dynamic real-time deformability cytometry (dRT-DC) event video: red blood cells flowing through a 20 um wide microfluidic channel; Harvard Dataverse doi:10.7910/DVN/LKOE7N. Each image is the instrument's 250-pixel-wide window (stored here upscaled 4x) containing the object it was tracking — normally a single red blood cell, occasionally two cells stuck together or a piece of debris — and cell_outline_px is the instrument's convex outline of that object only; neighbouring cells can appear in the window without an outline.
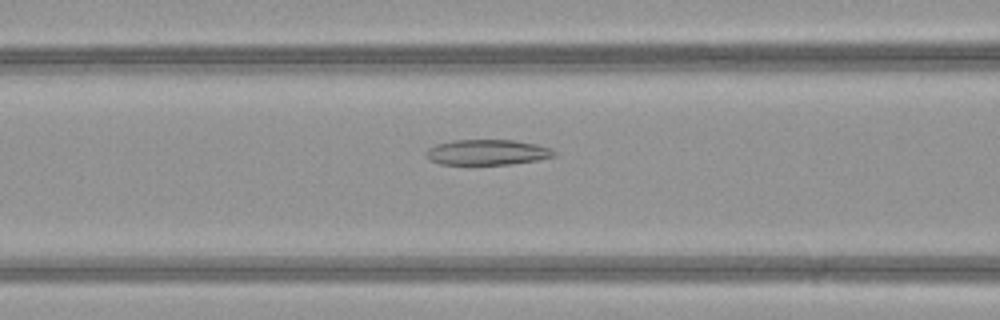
{"species": "common noctule bat (a hibernating species)", "species_latin": "Nyctalus noctula", "temperature_condition": "warm", "stored_images_in_passage": 49, "camera_frame_rate_fps": 3000, "um_per_image_px": 0.085, "animal": {"sex": "female", "body_mass_g": 21.9}, "frame": {"image": 1, "passage_image": 22, "time_ms": 7.0, "image_size_px": [1000, 320], "cell_outline_px": [[556, 156], [536, 160], [512, 164], [440, 164], [432, 160], [424, 152], [428, 148], [436, 144], [452, 140], [516, 140], [536, 144], [552, 148], [556, 152]], "centroid_in_image_um": [41.45, 12.93], "position_along_channel_um": 125.2, "area_um2": 18.96}}
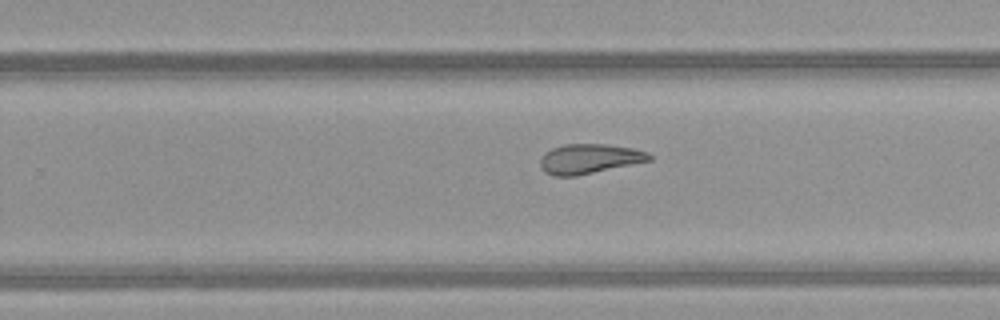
{"frame": {"image": 2, "passage_image": 33, "time_ms": 10.667, "image_size_px": [1000, 320], "cell_outline_px": [[652, 160], [576, 176], [552, 176], [544, 172], [540, 164], [540, 160], [544, 152], [552, 148], [564, 144], [608, 144], [632, 148], [648, 152], [652, 156]], "centroid_in_image_um": [50.08, 13.49], "position_along_channel_um": 279.7, "area_um2": 18.96}}
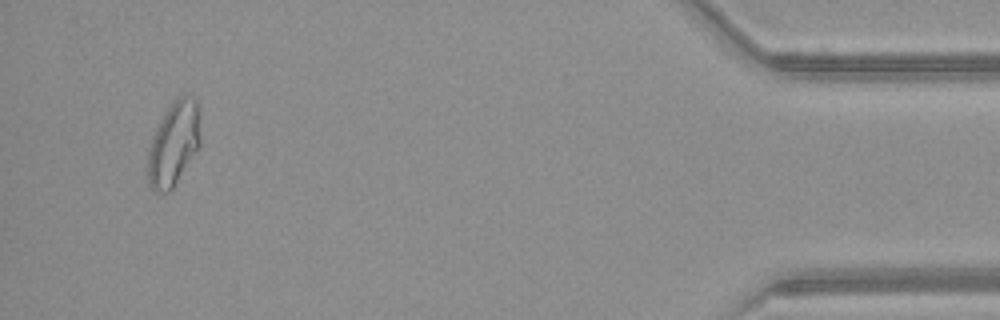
{"frame": {"image": 3, "passage_image": 48, "time_ms": 15.667, "image_size_px": [1000, 320], "cell_outline_px": [[200, 144], [172, 188], [168, 192], [156, 192], [148, 184], [148, 148], [156, 128], [164, 112], [176, 96], [196, 96], [200, 112]], "centroid_in_image_um": [14.77, 12.15], "position_along_channel_um": 420.4, "area_um2": 25.78}}